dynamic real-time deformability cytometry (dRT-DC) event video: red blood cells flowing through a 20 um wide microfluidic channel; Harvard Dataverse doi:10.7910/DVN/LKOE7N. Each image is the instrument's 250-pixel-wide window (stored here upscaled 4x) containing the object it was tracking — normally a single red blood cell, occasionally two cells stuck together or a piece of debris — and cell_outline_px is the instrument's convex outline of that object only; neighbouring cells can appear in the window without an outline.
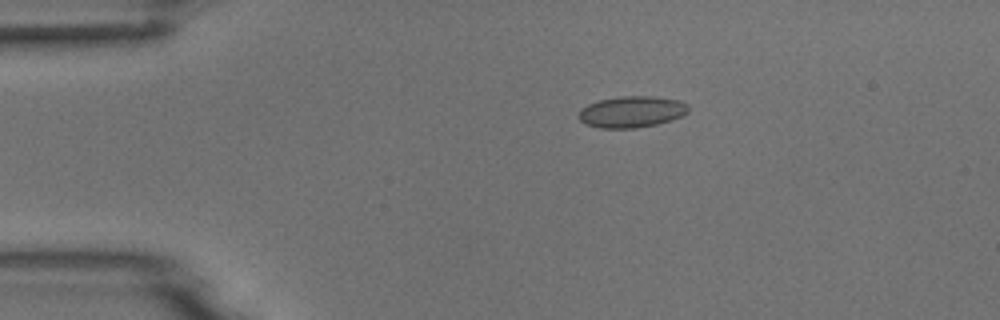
{"species": "common noctule bat (a hibernating species)", "species_latin": "Nyctalus noctula", "temperature_condition": "room temperature", "stored_images_in_passage": 7, "camera_frame_rate_fps": 3000, "um_per_image_px": 0.085, "animal": {"sex": "male", "body_mass_g": 18.8}, "frame": {"image": 1, "passage_image": 3, "time_ms": 2.333, "image_size_px": [1000, 320], "cell_outline_px": [[688, 112], [672, 120], [656, 124], [636, 128], [600, 128], [584, 124], [576, 116], [580, 108], [588, 104], [600, 100], [620, 96], [652, 96], [680, 100], [688, 104]], "centroid_in_image_um": [53.66, 9.5], "position_along_channel_um": 31.3, "area_um2": 20.23}}
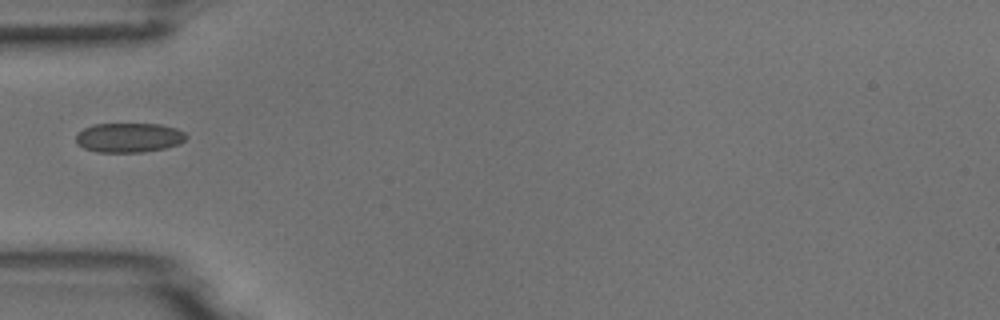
{"frame": {"image": 2, "passage_image": 5, "time_ms": 4.667, "image_size_px": [1000, 320], "cell_outline_px": [[188, 136], [180, 144], [164, 148], [144, 152], [96, 152], [84, 148], [76, 140], [76, 132], [92, 124], [160, 124], [176, 128], [184, 132]], "centroid_in_image_um": [10.96, 11.69], "position_along_channel_um": 74.0, "area_um2": 19.02}}